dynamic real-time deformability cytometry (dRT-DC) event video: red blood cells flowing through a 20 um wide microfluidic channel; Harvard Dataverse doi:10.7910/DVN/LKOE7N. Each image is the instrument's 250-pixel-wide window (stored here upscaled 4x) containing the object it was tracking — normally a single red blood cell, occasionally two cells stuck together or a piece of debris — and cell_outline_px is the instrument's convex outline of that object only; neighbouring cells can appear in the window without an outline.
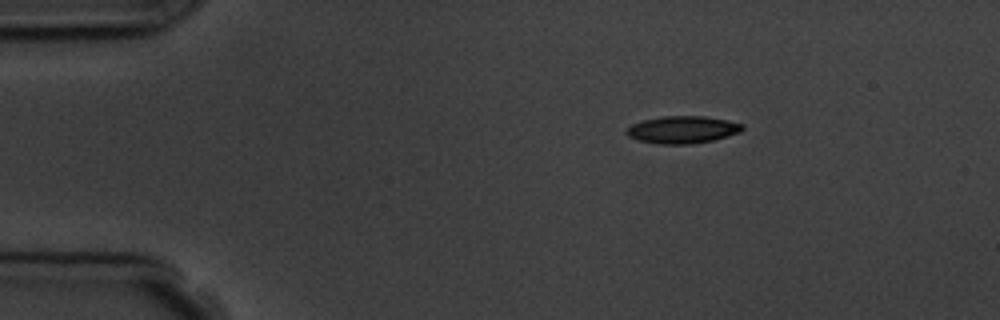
{"species": "common noctule bat (a hibernating species)", "species_latin": "Nyctalus noctula", "temperature_condition": "room temperature", "stored_images_in_passage": 3, "camera_frame_rate_fps": 3000, "um_per_image_px": 0.085, "animal": {"sex": "male", "body_mass_g": 19.5, "forearm_length_mm": 54.6}, "frame": {"image": 1, "passage_image": 1, "time_ms": 0.0, "image_size_px": [1000, 320], "cell_outline_px": [[744, 128], [740, 132], [712, 140], [692, 144], [660, 144], [640, 140], [628, 136], [624, 132], [632, 124], [644, 120], [664, 116], [704, 116], [744, 124]], "centroid_in_image_um": [58.01, 11.02], "position_along_channel_um": 27.0, "area_um2": 18.21}}
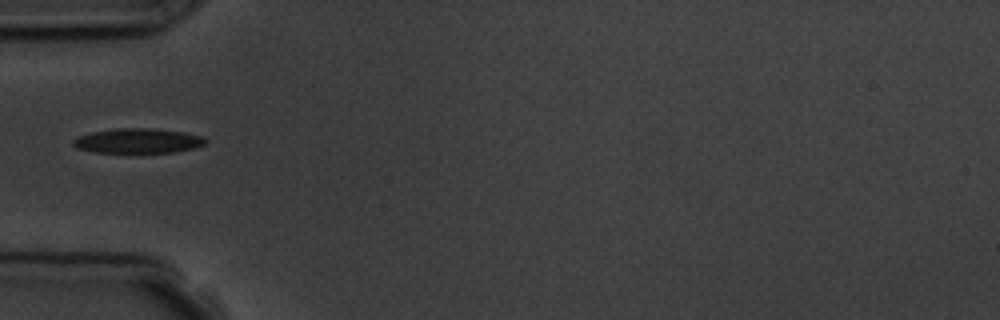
{"frame": {"image": 2, "passage_image": 3, "time_ms": 3.0, "image_size_px": [1000, 320], "cell_outline_px": [[208, 140], [204, 144], [196, 148], [172, 152], [96, 152], [76, 148], [72, 144], [72, 140], [76, 136], [92, 132], [116, 128], [152, 128], [184, 132], [204, 136]], "centroid_in_image_um": [11.73, 11.96], "position_along_channel_um": 73.3, "area_um2": 19.19}}